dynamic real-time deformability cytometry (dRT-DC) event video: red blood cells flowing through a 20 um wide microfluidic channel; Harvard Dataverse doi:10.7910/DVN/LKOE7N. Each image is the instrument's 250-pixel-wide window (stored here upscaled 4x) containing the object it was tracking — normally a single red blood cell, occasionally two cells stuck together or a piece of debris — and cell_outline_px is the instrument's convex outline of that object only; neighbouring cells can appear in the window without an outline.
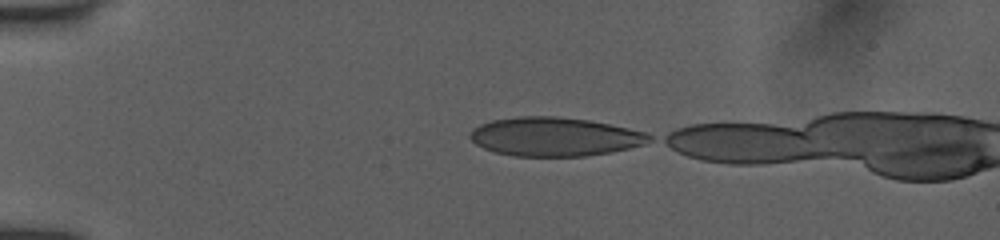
{"species": "human", "species_latin": "Homo sapiens", "temperature_condition": "room temperature", "stored_images_in_passage": 5, "camera_frame_rate_fps": 3000, "um_per_image_px": 0.085, "donor": {"sex": "female"}, "frame": {"image": 1, "passage_image": 1, "time_ms": 0.0, "image_size_px": [1000, 240], "cell_outline_px": [[652, 140], [644, 144], [612, 152], [584, 156], [512, 156], [492, 152], [476, 144], [468, 136], [468, 132], [472, 128], [480, 124], [492, 120], [516, 116], [556, 116], [588, 120], [628, 128], [644, 132], [652, 136]], "centroid_in_image_um": [47.09, 11.62], "position_along_channel_um": 37.9, "area_um2": 40.69}}